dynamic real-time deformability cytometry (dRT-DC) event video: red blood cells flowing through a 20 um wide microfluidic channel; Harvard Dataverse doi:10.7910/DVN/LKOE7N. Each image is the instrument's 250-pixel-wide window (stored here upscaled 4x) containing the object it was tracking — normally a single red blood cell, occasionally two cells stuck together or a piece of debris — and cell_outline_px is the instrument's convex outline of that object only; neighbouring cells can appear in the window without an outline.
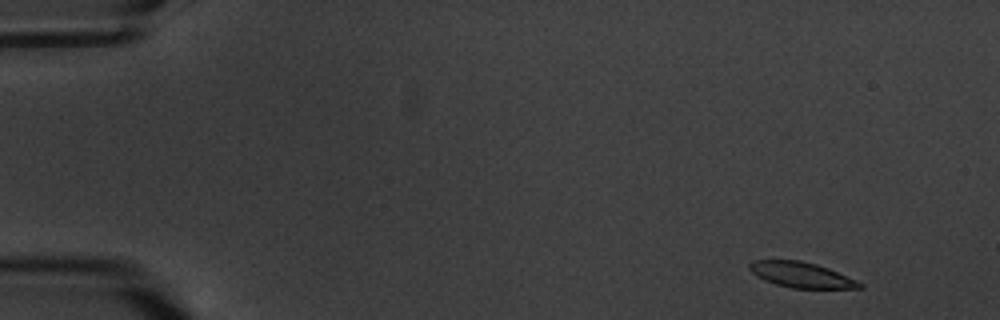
{"species": "common noctule bat (a hibernating species)", "species_latin": "Nyctalus noctula", "temperature_condition": "warm", "stored_images_in_passage": 5, "camera_frame_rate_fps": 3000, "um_per_image_px": 0.085, "animal": {"sex": "male", "body_mass_g": 20.1, "forearm_length_mm": 53.5}, "frame": {"image": 1, "passage_image": 1, "time_ms": 0.0, "image_size_px": [1000, 320], "cell_outline_px": [[864, 288], [792, 288], [776, 284], [764, 280], [756, 276], [748, 268], [748, 264], [752, 260], [800, 260], [816, 264], [828, 268], [856, 280], [864, 284]], "centroid_in_image_um": [68.09, 23.36], "position_along_channel_um": 16.9, "area_um2": 16.3}}
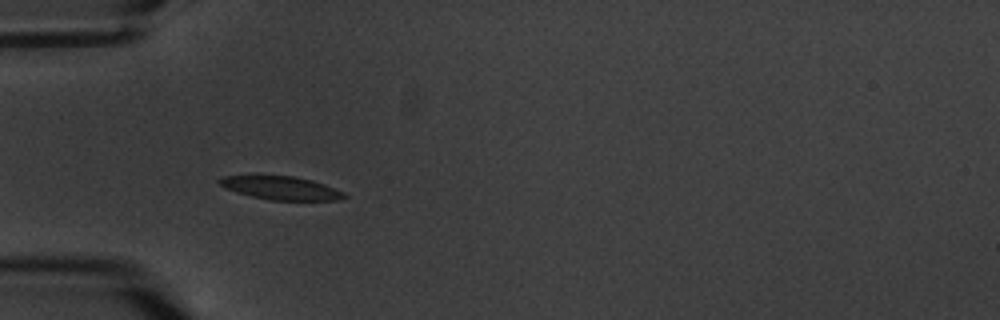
{"frame": {"image": 2, "passage_image": 5, "time_ms": 4.667, "image_size_px": [1000, 320], "cell_outline_px": [[348, 196], [340, 200], [268, 200], [236, 192], [224, 188], [216, 180], [220, 176], [292, 176], [312, 180], [324, 184], [344, 192]], "centroid_in_image_um": [23.87, 15.98], "position_along_channel_um": 61.1, "area_um2": 16.94}}